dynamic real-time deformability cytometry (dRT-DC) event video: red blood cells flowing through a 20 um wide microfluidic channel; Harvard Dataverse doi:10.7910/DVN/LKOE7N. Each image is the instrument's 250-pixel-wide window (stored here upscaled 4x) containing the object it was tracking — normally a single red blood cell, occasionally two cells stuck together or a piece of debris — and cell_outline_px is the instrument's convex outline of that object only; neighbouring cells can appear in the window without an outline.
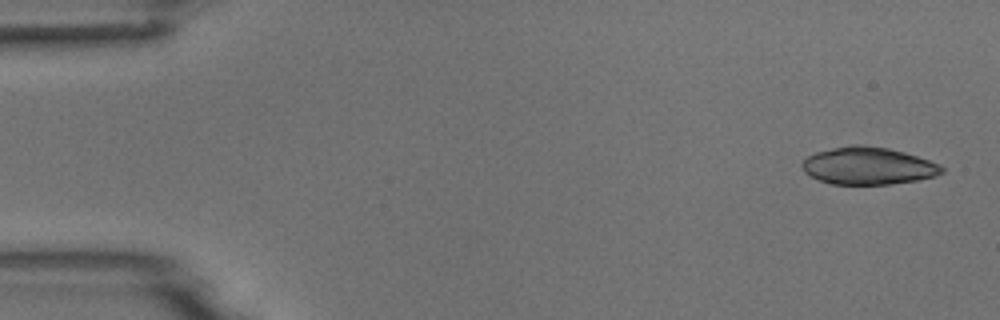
{"species": "common noctule bat (a hibernating species)", "species_latin": "Nyctalus noctula", "temperature_condition": "room temperature", "stored_images_in_passage": 4, "camera_frame_rate_fps": 3000, "um_per_image_px": 0.085, "animal": {"sex": "male", "body_mass_g": 18.8}, "frame": {"image": 1, "passage_image": 1, "time_ms": 0.0, "image_size_px": [1000, 320], "cell_outline_px": [[944, 172], [936, 176], [916, 180], [892, 184], [832, 184], [820, 180], [804, 172], [800, 164], [808, 156], [816, 152], [832, 148], [852, 144], [860, 144], [888, 148], [904, 152], [940, 164], [944, 168]], "centroid_in_image_um": [73.79, 14.09], "position_along_channel_um": 11.2, "area_um2": 30.4}}